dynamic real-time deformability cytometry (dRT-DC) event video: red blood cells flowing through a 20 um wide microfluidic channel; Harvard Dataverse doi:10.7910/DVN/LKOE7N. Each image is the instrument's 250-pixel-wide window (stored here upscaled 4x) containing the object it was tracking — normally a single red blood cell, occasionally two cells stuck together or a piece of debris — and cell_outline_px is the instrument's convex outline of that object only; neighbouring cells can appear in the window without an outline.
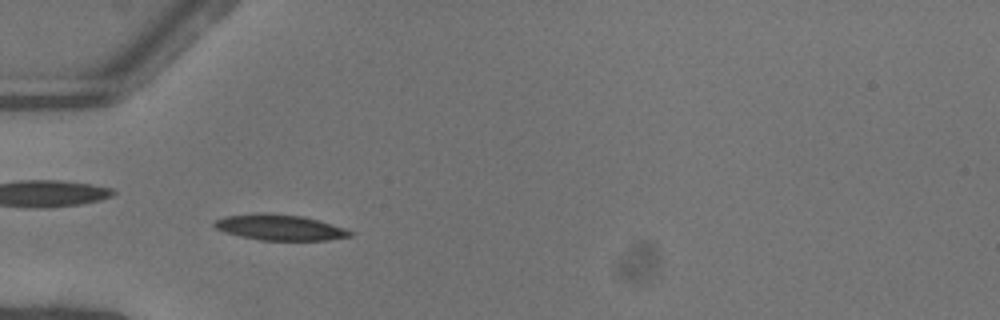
{"species": "common noctule bat (a hibernating species)", "species_latin": "Nyctalus noctula", "temperature_condition": "warm", "stored_images_in_passage": 49, "camera_frame_rate_fps": 3000, "um_per_image_px": 0.085, "animal": {"sex": "female"}, "frame": {"image": 1, "passage_image": 15, "time_ms": 4.667, "image_size_px": [1000, 320], "cell_outline_px": [[352, 236], [328, 240], [260, 240], [240, 236], [224, 232], [216, 228], [212, 224], [216, 220], [224, 216], [260, 212], [268, 212], [300, 216], [316, 220], [344, 228], [352, 232]], "centroid_in_image_um": [23.72, 19.32], "position_along_channel_um": 61.3, "area_um2": 20.23}}
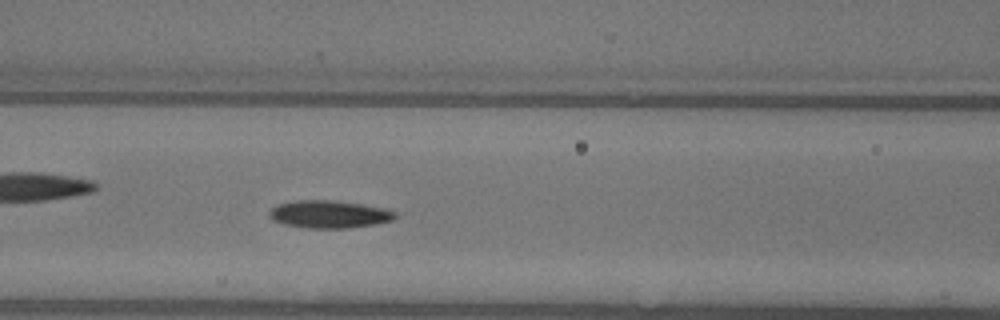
{"frame": {"image": 2, "passage_image": 21, "time_ms": 6.667, "image_size_px": [1000, 320], "cell_outline_px": [[396, 216], [392, 220], [372, 224], [348, 228], [308, 228], [284, 224], [272, 220], [268, 216], [268, 212], [272, 208], [280, 204], [296, 200], [332, 200], [360, 204], [384, 208], [396, 212]], "centroid_in_image_um": [27.94, 18.21], "position_along_channel_um": 138.7, "area_um2": 20.06}}
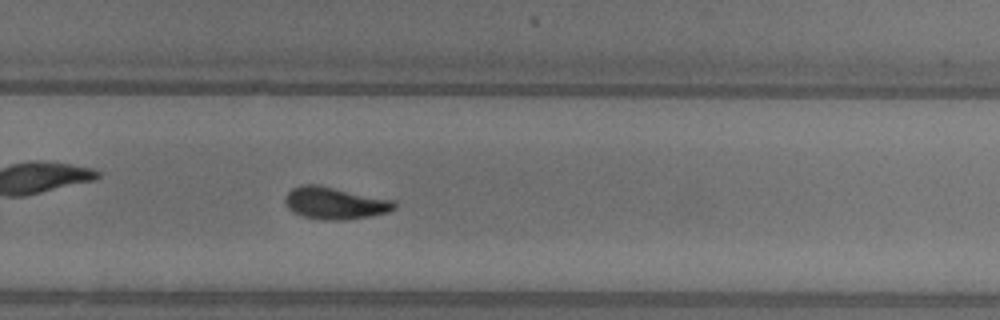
{"frame": {"image": 3, "passage_image": 33, "time_ms": 10.667, "image_size_px": [1000, 320], "cell_outline_px": [[396, 208], [388, 212], [372, 216], [344, 220], [324, 220], [300, 216], [292, 212], [288, 208], [284, 200], [288, 192], [292, 188], [304, 184], [316, 184], [396, 200]], "centroid_in_image_um": [28.48, 17.27], "position_along_channel_um": 301.3, "area_um2": 20.69}, "authors_computed_cell_mechanics": {"area_um2": 19.3052, "velocity_mm_per_s": 4.082, "shape_relaxation_time_tau1_ms": 3.1098, "shape_relaxation_time_tau2_ms": 3.0009, "deformation_change_tau1": 0.1508, "deformation_change_tau2": 0.0867}}